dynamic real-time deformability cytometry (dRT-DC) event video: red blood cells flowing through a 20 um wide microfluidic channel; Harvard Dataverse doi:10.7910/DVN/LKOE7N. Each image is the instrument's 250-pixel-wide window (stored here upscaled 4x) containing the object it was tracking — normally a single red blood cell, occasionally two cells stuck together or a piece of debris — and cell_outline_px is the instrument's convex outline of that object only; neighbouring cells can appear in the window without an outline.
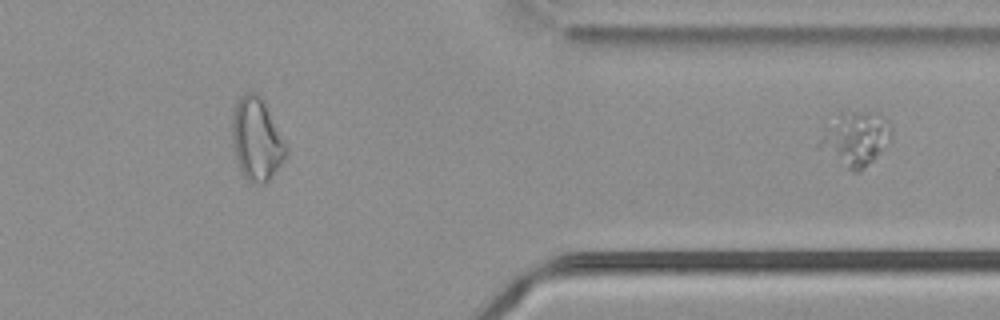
{"species": "common noctule bat (a hibernating species)", "species_latin": "Nyctalus noctula", "temperature_condition": "cold", "stored_images_in_passage": 45, "segment_of_instrument_passage": [2, 2], "camera_frame_rate_fps": 3000, "um_per_image_px": 0.085, "animal": {"sex": "male", "body_mass_g": 21.5, "forearm_length_mm": 52.0}, "frame": {"image": 1, "passage_image": 45, "time_ms": 14.667, "image_size_px": [1000, 320], "cell_outline_px": [[892, 132], [888, 140], [872, 160], [860, 172], [852, 172], [816, 144], [840, 112], [880, 112], [892, 124]], "centroid_in_image_um": [72.77, 11.76], "position_along_channel_um": 338.6, "area_um2": 21.91}}